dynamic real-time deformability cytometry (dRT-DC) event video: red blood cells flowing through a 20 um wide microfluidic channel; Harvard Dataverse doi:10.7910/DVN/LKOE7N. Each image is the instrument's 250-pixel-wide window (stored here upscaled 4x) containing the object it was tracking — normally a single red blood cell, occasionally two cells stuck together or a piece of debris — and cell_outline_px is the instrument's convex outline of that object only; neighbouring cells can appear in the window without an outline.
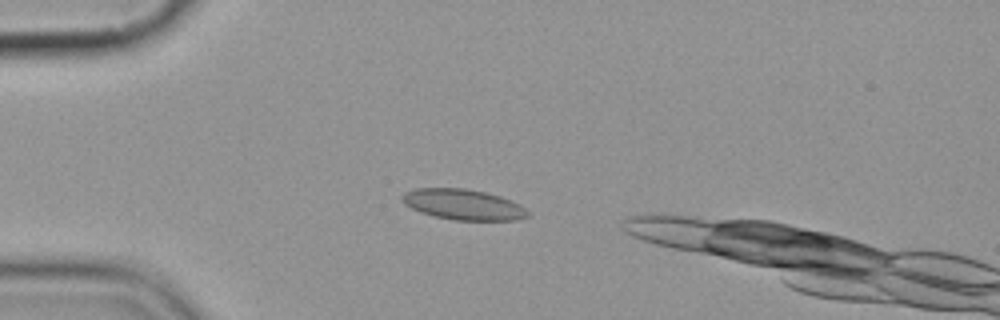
{"species": "common noctule bat (a hibernating species)", "species_latin": "Nyctalus noctula", "temperature_condition": "cold", "stored_images_in_passage": 5, "camera_frame_rate_fps": 3000, "um_per_image_px": 0.085, "animal": {"sex": "female", "body_mass_g": 19.9}, "frame": {"image": 1, "passage_image": 1, "time_ms": 0.0, "image_size_px": [1000, 320], "cell_outline_px": [[528, 216], [516, 220], [452, 220], [420, 212], [404, 204], [400, 200], [400, 196], [404, 192], [416, 188], [464, 188], [484, 192], [500, 196], [520, 204], [528, 212]], "centroid_in_image_um": [39.33, 17.38], "position_along_channel_um": 45.7, "area_um2": 22.37}}
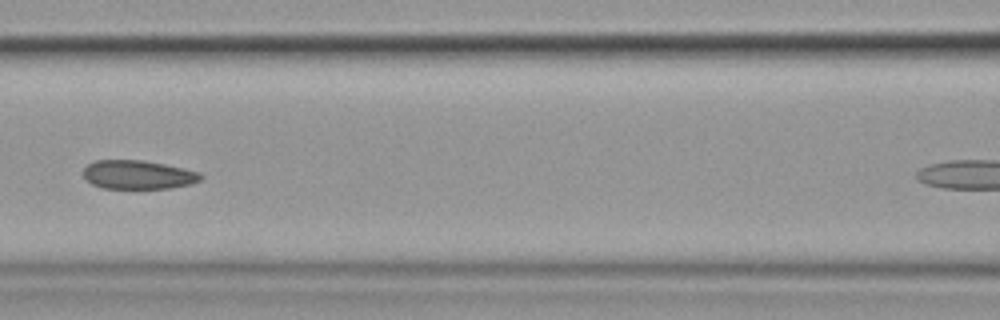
{"frame": {"image": 2, "passage_image": 4, "time_ms": 3.667, "image_size_px": [1000, 320], "cell_outline_px": [[204, 176], [200, 180], [192, 184], [168, 188], [100, 188], [92, 184], [84, 176], [84, 168], [88, 164], [96, 160], [144, 160], [164, 164], [200, 172]], "centroid_in_image_um": [11.75, 14.85], "position_along_channel_um": 154.9, "area_um2": 19.65}}